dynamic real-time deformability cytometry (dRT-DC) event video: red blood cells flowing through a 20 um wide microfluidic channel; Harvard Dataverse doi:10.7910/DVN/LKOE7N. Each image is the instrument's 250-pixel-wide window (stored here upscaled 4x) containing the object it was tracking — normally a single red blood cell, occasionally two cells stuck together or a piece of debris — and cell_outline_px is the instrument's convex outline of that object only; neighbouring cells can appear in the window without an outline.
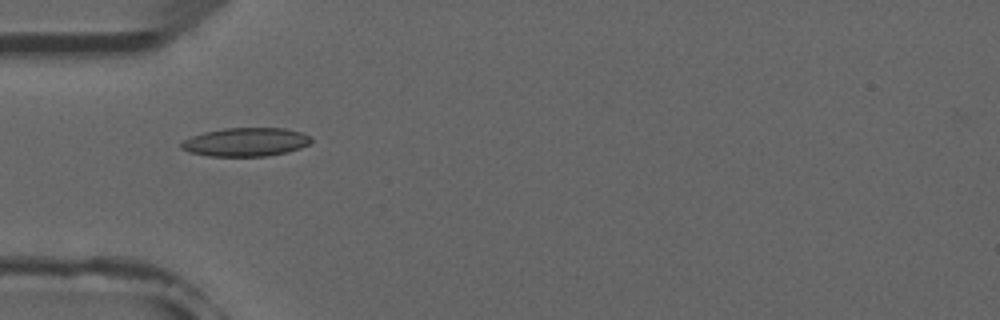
{"species": "common noctule bat (a hibernating species)", "species_latin": "Nyctalus noctula", "temperature_condition": "room temperature", "stored_images_in_passage": 6, "camera_frame_rate_fps": 3000, "um_per_image_px": 0.085, "animal": {"sex": "male", "forearm_length_mm": 52.5}, "frame": {"image": 1, "passage_image": 4, "time_ms": 4.333, "image_size_px": [1000, 320], "cell_outline_px": [[312, 140], [308, 144], [300, 148], [288, 152], [264, 156], [208, 156], [188, 152], [180, 148], [180, 144], [184, 140], [192, 136], [204, 132], [224, 128], [284, 128], [300, 132], [312, 136]], "centroid_in_image_um": [20.88, 12.07], "position_along_channel_um": 64.1, "area_um2": 21.68}}
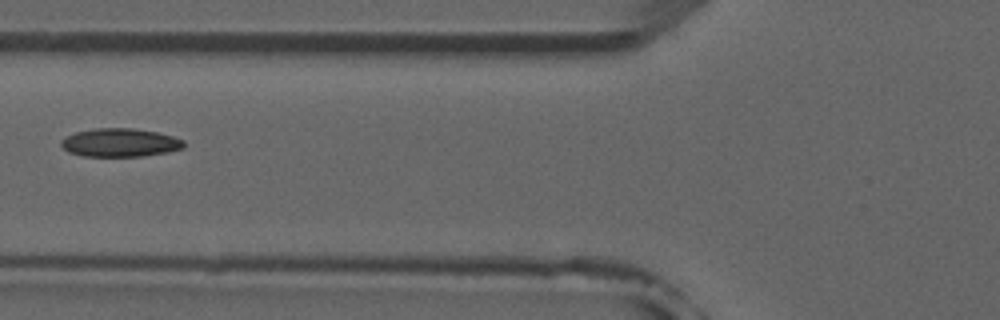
{"frame": {"image": 2, "passage_image": 5, "time_ms": 5.667, "image_size_px": [1000, 320], "cell_outline_px": [[184, 148], [168, 152], [140, 156], [84, 156], [68, 152], [60, 144], [60, 140], [76, 132], [96, 128], [132, 128], [156, 132], [172, 136], [184, 140]], "centroid_in_image_um": [10.2, 12.12], "position_along_channel_um": 115.6, "area_um2": 20.17}}
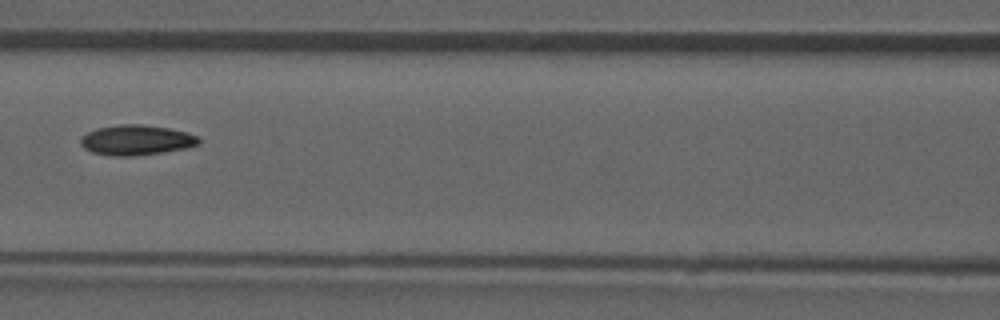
{"frame": {"image": 3, "passage_image": 6, "time_ms": 6.667, "image_size_px": [1000, 320], "cell_outline_px": [[200, 144], [188, 148], [132, 156], [112, 156], [92, 152], [84, 148], [80, 144], [80, 140], [88, 132], [96, 128], [120, 124], [140, 124], [168, 128], [184, 132], [196, 136], [200, 140]], "centroid_in_image_um": [11.57, 11.91], "position_along_channel_um": 155.0, "area_um2": 20.58}}